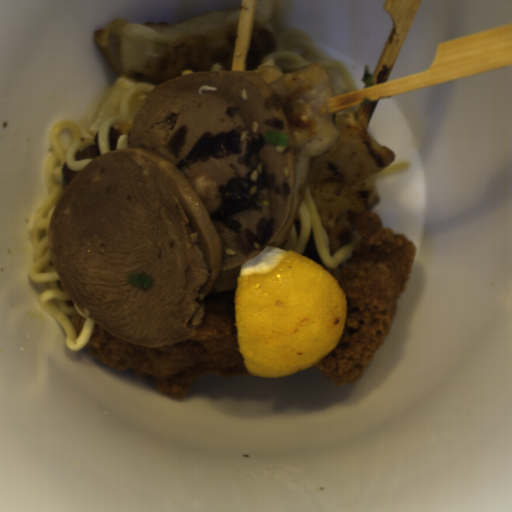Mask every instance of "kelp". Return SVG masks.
Listing matches in <instances>:
<instances>
[{
    "label": "kelp",
    "mask_w": 512,
    "mask_h": 512,
    "mask_svg": "<svg viewBox=\"0 0 512 512\" xmlns=\"http://www.w3.org/2000/svg\"><path fill=\"white\" fill-rule=\"evenodd\" d=\"M123 133L121 131H117L115 128H113L112 126L110 127L109 131H108V135H109V148H110V152L111 151H114V150H118L117 148V144H118V140H119V137L122 135Z\"/></svg>",
    "instance_id": "kelp-6"
},
{
    "label": "kelp",
    "mask_w": 512,
    "mask_h": 512,
    "mask_svg": "<svg viewBox=\"0 0 512 512\" xmlns=\"http://www.w3.org/2000/svg\"><path fill=\"white\" fill-rule=\"evenodd\" d=\"M98 132H95L93 136V145H90L89 147L83 149V150H77L74 156L75 161H80L82 159H94L101 155L100 146H99V139H98Z\"/></svg>",
    "instance_id": "kelp-4"
},
{
    "label": "kelp",
    "mask_w": 512,
    "mask_h": 512,
    "mask_svg": "<svg viewBox=\"0 0 512 512\" xmlns=\"http://www.w3.org/2000/svg\"><path fill=\"white\" fill-rule=\"evenodd\" d=\"M188 127L180 126L179 129L171 136L166 147L167 150L178 159L182 152L187 138Z\"/></svg>",
    "instance_id": "kelp-3"
},
{
    "label": "kelp",
    "mask_w": 512,
    "mask_h": 512,
    "mask_svg": "<svg viewBox=\"0 0 512 512\" xmlns=\"http://www.w3.org/2000/svg\"><path fill=\"white\" fill-rule=\"evenodd\" d=\"M266 144L265 136L261 133L246 138L243 162L248 172L243 177H232L224 185H219L220 206L208 214L211 221H218L232 230L244 256L262 251L271 241L275 233V219L263 215L257 221L254 232L229 216L243 210L261 212L263 209L259 203L264 190L286 201L292 193L291 184L284 181L277 185V175L269 173L265 161L260 160V153Z\"/></svg>",
    "instance_id": "kelp-1"
},
{
    "label": "kelp",
    "mask_w": 512,
    "mask_h": 512,
    "mask_svg": "<svg viewBox=\"0 0 512 512\" xmlns=\"http://www.w3.org/2000/svg\"><path fill=\"white\" fill-rule=\"evenodd\" d=\"M242 133L238 130L231 132H220L218 135H212L210 131H205L197 140L190 152L180 160L174 167L180 171L188 169L189 166L211 158H225L230 155H239L242 153L243 142Z\"/></svg>",
    "instance_id": "kelp-2"
},
{
    "label": "kelp",
    "mask_w": 512,
    "mask_h": 512,
    "mask_svg": "<svg viewBox=\"0 0 512 512\" xmlns=\"http://www.w3.org/2000/svg\"><path fill=\"white\" fill-rule=\"evenodd\" d=\"M62 173H63V179L62 184L63 188H65L69 185V183L76 177V175L79 173L77 170H71L65 160V162L61 165Z\"/></svg>",
    "instance_id": "kelp-5"
}]
</instances>
